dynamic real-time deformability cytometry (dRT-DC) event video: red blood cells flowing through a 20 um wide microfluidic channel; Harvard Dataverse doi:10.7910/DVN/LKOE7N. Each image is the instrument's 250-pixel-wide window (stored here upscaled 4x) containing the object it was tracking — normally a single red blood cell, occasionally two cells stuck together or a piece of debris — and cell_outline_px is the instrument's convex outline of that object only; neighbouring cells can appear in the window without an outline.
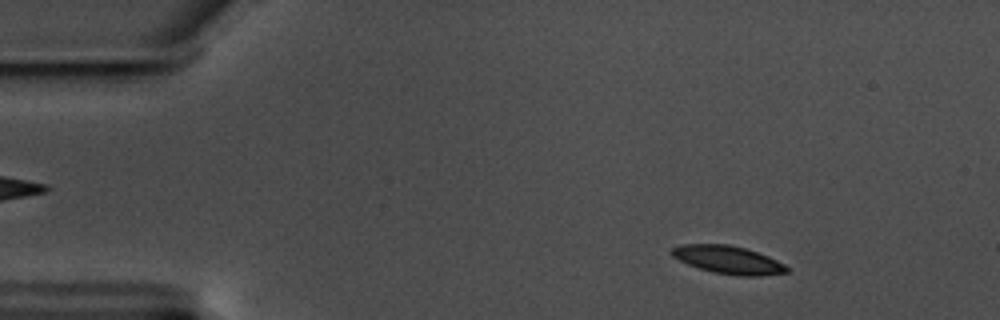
{"species": "common noctule bat (a hibernating species)", "species_latin": "Nyctalus noctula", "temperature_condition": "warm", "stored_images_in_passage": 53, "camera_frame_rate_fps": 3000, "um_per_image_px": 0.085, "animal": {"sex": "male", "body_mass_g": 17.5, "forearm_length_mm": 52.3}, "frame": {"image": 1, "passage_image": 8, "time_ms": 2.333, "image_size_px": [1000, 320], "cell_outline_px": [[788, 272], [760, 276], [740, 276], [712, 272], [688, 264], [672, 256], [672, 248], [680, 244], [728, 244], [744, 248], [768, 256], [784, 264], [788, 268]], "centroid_in_image_um": [61.89, 22.08], "position_along_channel_um": 23.1, "area_um2": 18.55}}
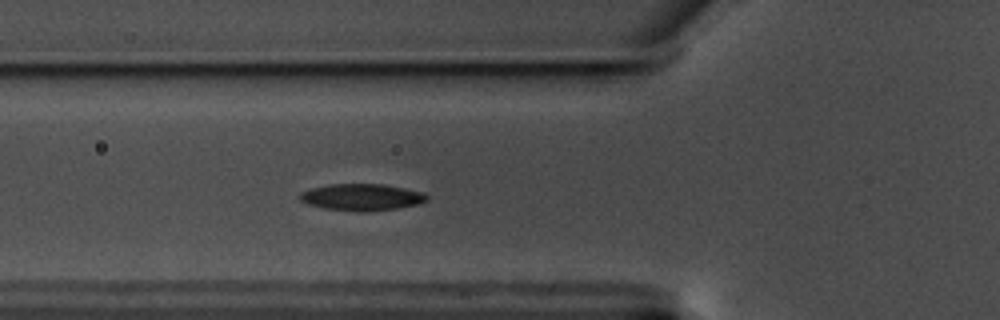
{"frame": {"image": 2, "passage_image": 21, "time_ms": 6.667, "image_size_px": [1000, 320], "cell_outline_px": [[428, 200], [416, 204], [396, 208], [368, 212], [364, 212], [324, 208], [308, 204], [300, 200], [296, 196], [300, 192], [312, 188], [332, 184], [384, 184], [424, 192], [428, 196]], "centroid_in_image_um": [30.73, 16.75], "position_along_channel_um": 95.1, "area_um2": 19.77}}
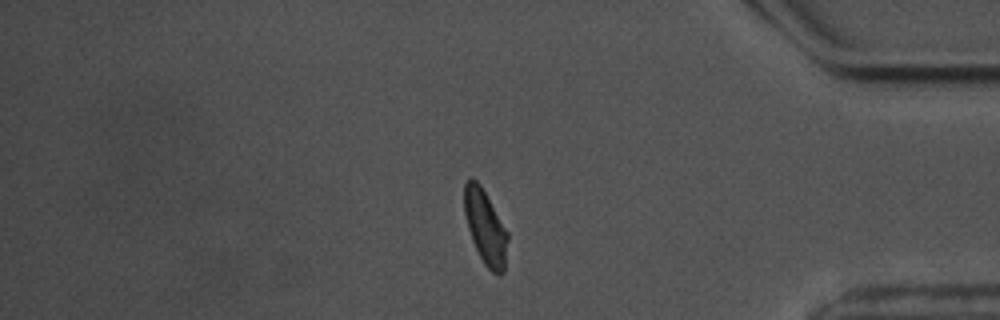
{"frame": {"image": 3, "passage_image": 49, "time_ms": 16.0, "image_size_px": [1000, 320], "cell_outline_px": [[508, 240], [504, 272], [500, 276], [492, 272], [484, 264], [472, 240], [468, 228], [464, 212], [464, 184], [468, 180], [476, 180], [480, 184], [508, 232]], "centroid_in_image_um": [41.26, 19.34], "position_along_channel_um": 393.9, "area_um2": 18.61}}